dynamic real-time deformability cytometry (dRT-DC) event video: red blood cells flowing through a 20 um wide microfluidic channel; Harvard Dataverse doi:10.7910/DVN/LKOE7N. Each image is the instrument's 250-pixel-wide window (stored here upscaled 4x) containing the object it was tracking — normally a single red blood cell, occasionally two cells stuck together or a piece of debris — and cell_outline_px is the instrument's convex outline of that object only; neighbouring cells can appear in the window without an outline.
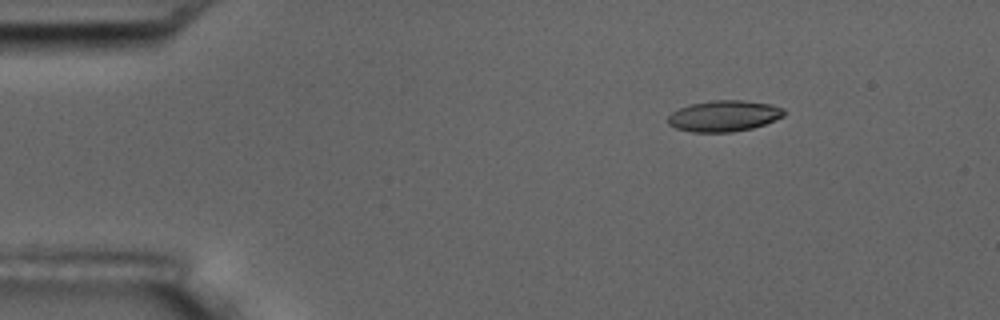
{"species": "common noctule bat (a hibernating species)", "species_latin": "Nyctalus noctula", "temperature_condition": "room temperature", "stored_images_in_passage": 5, "camera_frame_rate_fps": 3000, "um_per_image_px": 0.085, "animal": {"sex": "male", "body_mass_g": 17.5, "forearm_length_mm": 52.3}, "frame": {"image": 1, "passage_image": 3, "time_ms": 2.333, "image_size_px": [1000, 320], "cell_outline_px": [[788, 112], [784, 116], [764, 124], [752, 128], [732, 132], [692, 132], [676, 128], [668, 124], [668, 116], [672, 112], [680, 108], [692, 104], [712, 100], [740, 100], [772, 104], [784, 108]], "centroid_in_image_um": [61.57, 9.85], "position_along_channel_um": 23.4, "area_um2": 21.04}}
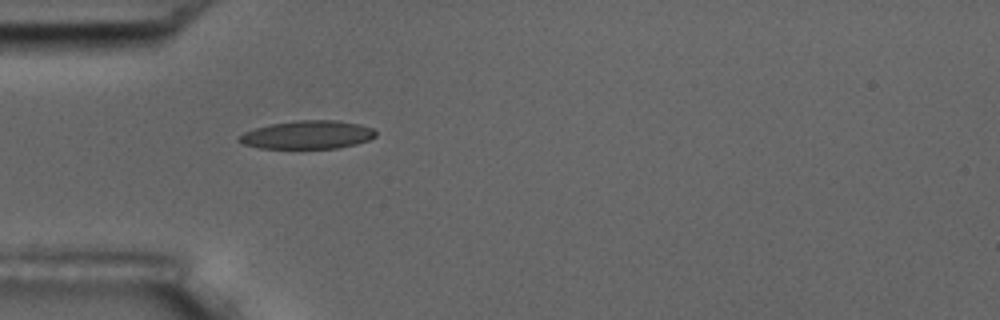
{"frame": {"image": 2, "passage_image": 5, "time_ms": 5.333, "image_size_px": [1000, 320], "cell_outline_px": [[376, 136], [368, 140], [356, 144], [336, 148], [260, 148], [244, 144], [236, 140], [236, 136], [244, 132], [256, 128], [272, 124], [296, 120], [336, 120], [360, 124], [372, 128], [376, 132]], "centroid_in_image_um": [26.12, 11.45], "position_along_channel_um": 58.9, "area_um2": 22.48}}